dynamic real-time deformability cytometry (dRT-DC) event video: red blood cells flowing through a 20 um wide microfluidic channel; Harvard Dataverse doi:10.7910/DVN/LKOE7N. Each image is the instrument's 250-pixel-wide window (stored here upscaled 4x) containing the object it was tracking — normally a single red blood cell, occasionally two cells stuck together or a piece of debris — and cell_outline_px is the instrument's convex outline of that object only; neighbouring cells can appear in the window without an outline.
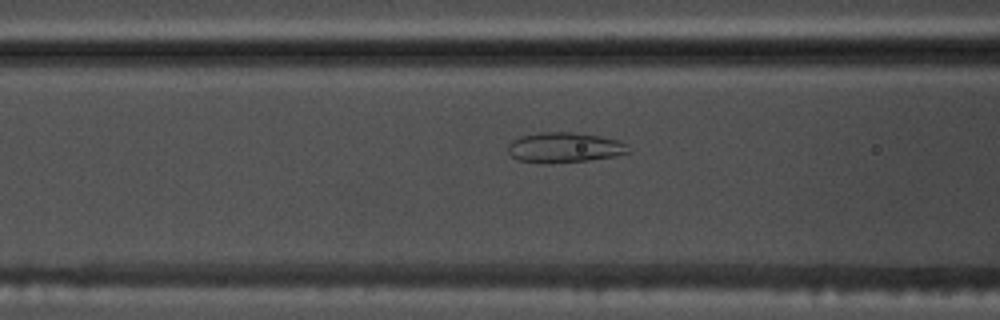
{"species": "common noctule bat (a hibernating species)", "species_latin": "Nyctalus noctula", "temperature_condition": "warm", "stored_images_in_passage": 54, "camera_frame_rate_fps": 3000, "um_per_image_px": 0.085, "animal": {"sex": "male", "body_mass_g": 17.5, "forearm_length_mm": 52.3}, "frame": {"image": 1, "passage_image": 22, "time_ms": 7.0, "image_size_px": [1000, 320], "cell_outline_px": [[632, 152], [616, 156], [588, 160], [516, 160], [508, 152], [508, 144], [512, 140], [520, 136], [540, 132], [572, 132], [600, 136], [620, 140]], "centroid_in_image_um": [48.02, 12.48], "position_along_channel_um": 118.6, "area_um2": 20.35}}
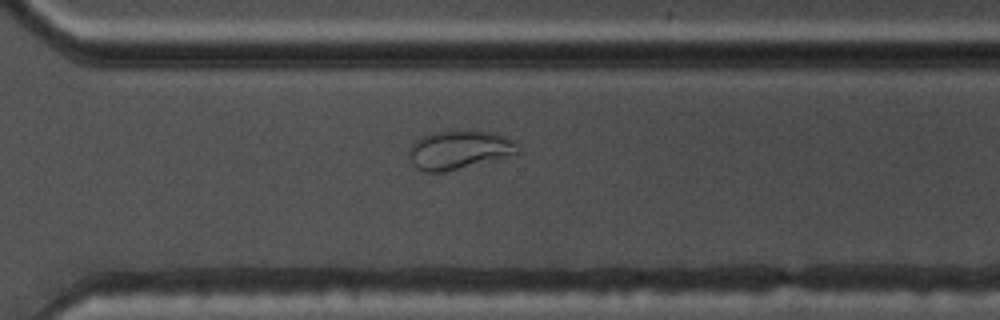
{"frame": {"image": 2, "passage_image": 39, "time_ms": 12.667, "image_size_px": [1000, 320], "cell_outline_px": [[520, 152], [508, 156], [444, 172], [424, 172], [416, 168], [412, 164], [408, 156], [408, 148], [420, 136], [432, 132], [492, 132], [516, 140]], "centroid_in_image_um": [38.98, 12.75], "position_along_channel_um": 331.6, "area_um2": 24.33}}
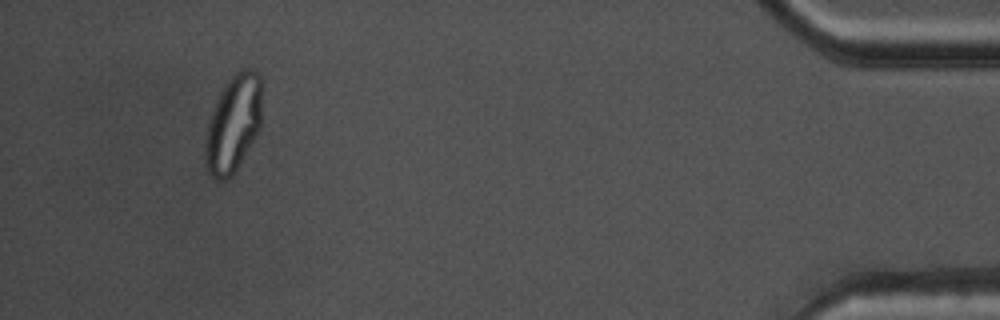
{"frame": {"image": 3, "passage_image": 51, "time_ms": 16.667, "image_size_px": [1000, 320], "cell_outline_px": [[260, 124], [252, 140], [232, 176], [224, 180], [220, 180], [212, 176], [208, 172], [204, 160], [204, 148], [208, 124], [212, 108], [224, 84], [240, 68], [252, 68], [260, 76]], "centroid_in_image_um": [19.78, 10.49], "position_along_channel_um": 415.4, "area_um2": 31.62}}